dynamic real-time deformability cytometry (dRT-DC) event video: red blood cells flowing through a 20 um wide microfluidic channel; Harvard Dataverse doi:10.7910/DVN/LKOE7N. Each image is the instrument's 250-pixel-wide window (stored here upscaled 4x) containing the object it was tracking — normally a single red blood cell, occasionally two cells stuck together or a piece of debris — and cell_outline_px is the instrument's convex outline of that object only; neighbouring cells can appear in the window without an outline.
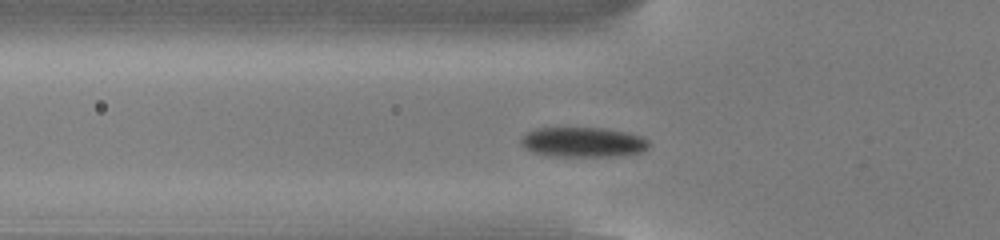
{"species": "common noctule bat (a hibernating species)", "species_latin": "Nyctalus noctula", "temperature_condition": "cold", "stored_images_in_passage": 47, "camera_frame_rate_fps": 3000, "um_per_image_px": 0.085, "animal": {"sex": "male", "body_mass_g": 13.0, "forearm_length_mm": 53.1}, "frame": {"image": 1, "passage_image": 12, "time_ms": 3.667, "image_size_px": [1000, 240], "cell_outline_px": [[648, 148], [644, 152], [616, 156], [552, 156], [532, 152], [524, 148], [520, 140], [528, 132], [536, 128], [604, 128], [628, 132], [640, 136], [648, 140]], "centroid_in_image_um": [49.58, 12.09], "position_along_channel_um": 76.2, "area_um2": 22.31}}
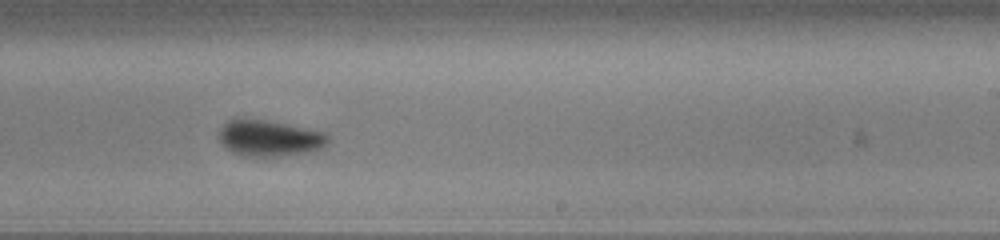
{"frame": {"image": 2, "passage_image": 27, "time_ms": 8.667, "image_size_px": [1000, 240], "cell_outline_px": [[328, 144], [320, 148], [308, 152], [280, 156], [244, 156], [232, 152], [224, 148], [216, 132], [228, 120], [236, 116], [264, 120], [288, 124], [324, 132], [328, 136]], "centroid_in_image_um": [22.82, 11.72], "position_along_channel_um": 266.2, "area_um2": 23.35}}
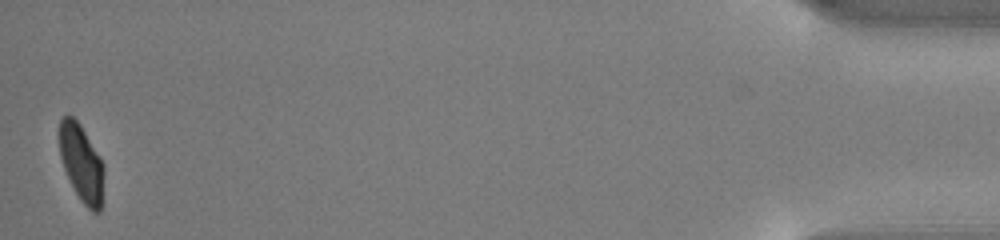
{"frame": {"image": 3, "passage_image": 47, "time_ms": 15.333, "image_size_px": [1000, 240], "cell_outline_px": [[104, 200], [100, 212], [92, 212], [80, 200], [64, 168], [60, 156], [56, 136], [56, 132], [60, 120], [64, 116], [72, 116], [80, 124], [100, 156], [104, 164]], "centroid_in_image_um": [6.93, 13.86], "position_along_channel_um": 428.3, "area_um2": 20.69}, "authors_computed_cell_mechanics": {"area_um2": 22.0218, "velocity_mm_per_s": 3.8036, "shape_relaxation_time_tau1_ms": 3.0362, "shape_relaxation_time_tau2_ms": 2.2393, "deformation_change_tau1": 0.1268, "deformation_change_tau2": 0.0601}}